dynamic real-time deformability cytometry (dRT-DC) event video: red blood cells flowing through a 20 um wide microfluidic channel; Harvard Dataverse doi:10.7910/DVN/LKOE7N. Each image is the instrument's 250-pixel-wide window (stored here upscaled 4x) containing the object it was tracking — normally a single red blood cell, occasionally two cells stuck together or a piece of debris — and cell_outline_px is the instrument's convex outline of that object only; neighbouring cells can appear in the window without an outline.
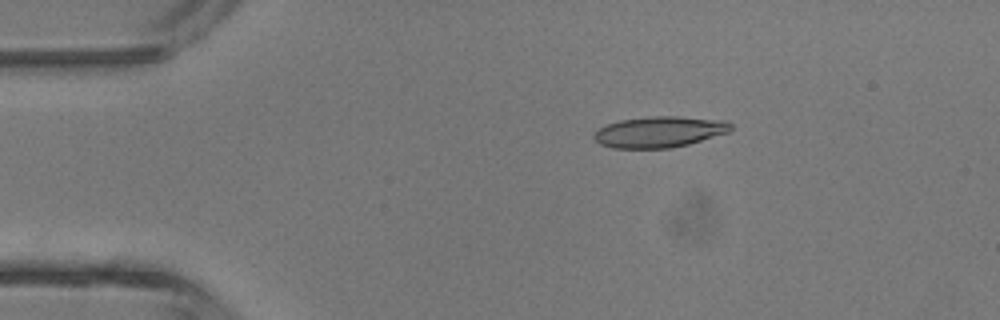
{"species": "common noctule bat (a hibernating species)", "species_latin": "Nyctalus noctula", "temperature_condition": "room temperature", "stored_images_in_passage": 2, "camera_frame_rate_fps": 3000, "um_per_image_px": 0.085, "animal": {"sex": "male", "body_mass_g": 13.3}, "frame": {"image": 1, "passage_image": 1, "time_ms": 0.0, "image_size_px": [1000, 320], "cell_outline_px": [[732, 128], [728, 132], [688, 144], [672, 148], [612, 148], [600, 144], [592, 136], [600, 128], [608, 124], [620, 120], [652, 116], [676, 116], [724, 120], [732, 124]], "centroid_in_image_um": [56.05, 11.21], "position_along_channel_um": 29.0, "area_um2": 24.57}}